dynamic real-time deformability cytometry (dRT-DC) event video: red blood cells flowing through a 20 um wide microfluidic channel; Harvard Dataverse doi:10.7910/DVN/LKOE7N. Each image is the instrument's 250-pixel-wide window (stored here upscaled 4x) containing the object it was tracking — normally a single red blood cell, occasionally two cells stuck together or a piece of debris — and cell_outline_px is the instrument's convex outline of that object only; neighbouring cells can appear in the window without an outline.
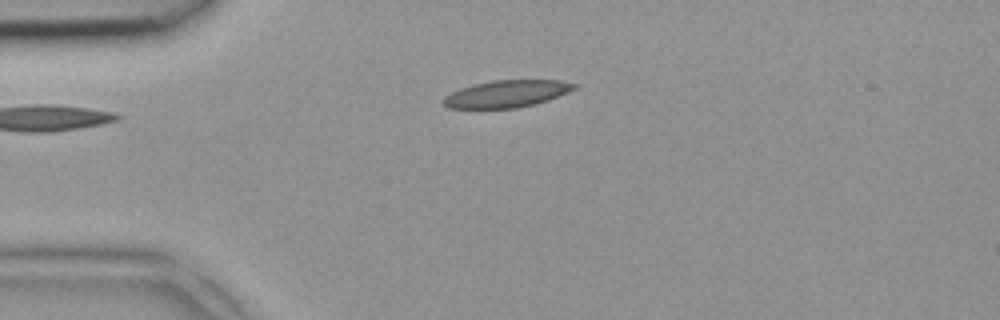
{"species": "common noctule bat (a hibernating species)", "species_latin": "Nyctalus noctula", "temperature_condition": "room temperature", "stored_images_in_passage": 2, "camera_frame_rate_fps": 3000, "um_per_image_px": 0.085, "animal": {"sex": "female", "body_mass_g": 18.4}, "frame": {"image": 1, "passage_image": 1, "time_ms": 0.0, "image_size_px": [1000, 320], "cell_outline_px": [[576, 88], [568, 92], [548, 100], [516, 108], [448, 108], [444, 104], [444, 96], [460, 88], [472, 84], [492, 80], [560, 80], [576, 84]], "centroid_in_image_um": [43.05, 7.96], "position_along_channel_um": 41.9, "area_um2": 20.52}}